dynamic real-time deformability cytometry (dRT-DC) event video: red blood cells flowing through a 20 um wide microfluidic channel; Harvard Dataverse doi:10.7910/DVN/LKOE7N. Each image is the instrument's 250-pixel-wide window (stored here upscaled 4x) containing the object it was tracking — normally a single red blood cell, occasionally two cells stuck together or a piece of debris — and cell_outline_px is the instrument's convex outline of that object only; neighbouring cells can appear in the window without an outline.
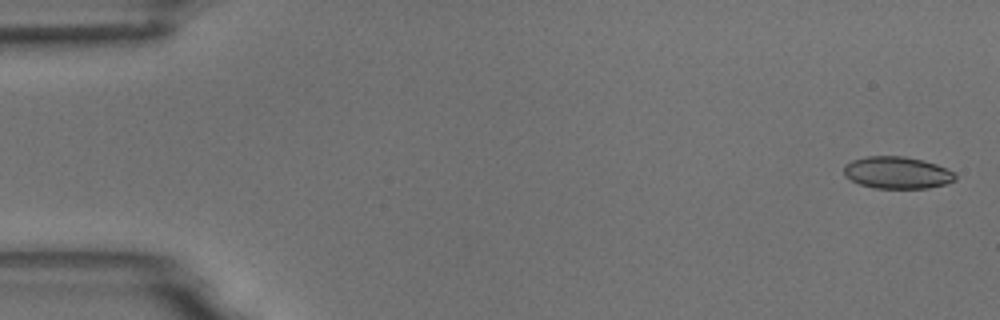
{"species": "common noctule bat (a hibernating species)", "species_latin": "Nyctalus noctula", "temperature_condition": "room temperature", "stored_images_in_passage": 5, "camera_frame_rate_fps": 3000, "um_per_image_px": 0.085, "animal": {"sex": "male", "body_mass_g": 18.8}, "frame": {"image": 1, "passage_image": 1, "time_ms": 0.0, "image_size_px": [1000, 320], "cell_outline_px": [[956, 180], [944, 184], [928, 188], [876, 188], [860, 184], [844, 176], [844, 164], [852, 160], [868, 156], [904, 156], [924, 160], [936, 164], [956, 172]], "centroid_in_image_um": [76.27, 14.67], "position_along_channel_um": 8.7, "area_um2": 20.87}}
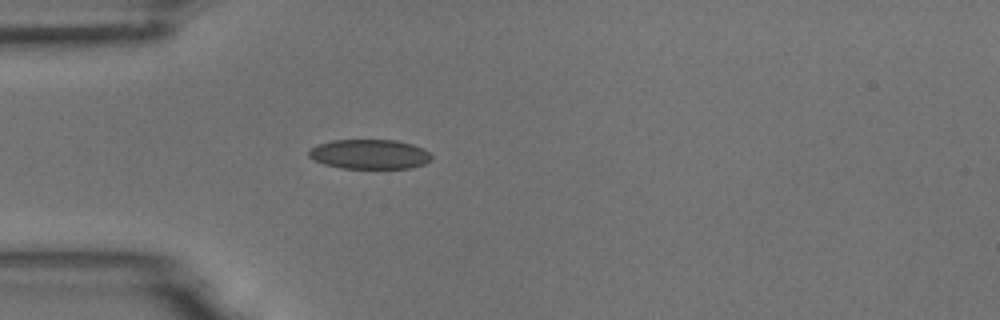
{"frame": {"image": 2, "passage_image": 5, "time_ms": 4.667, "image_size_px": [1000, 320], "cell_outline_px": [[432, 160], [424, 164], [412, 168], [340, 168], [324, 164], [308, 156], [308, 152], [316, 144], [332, 140], [396, 140], [412, 144], [424, 148], [432, 156]], "centroid_in_image_um": [31.43, 13.1], "position_along_channel_um": 53.6, "area_um2": 21.27}}